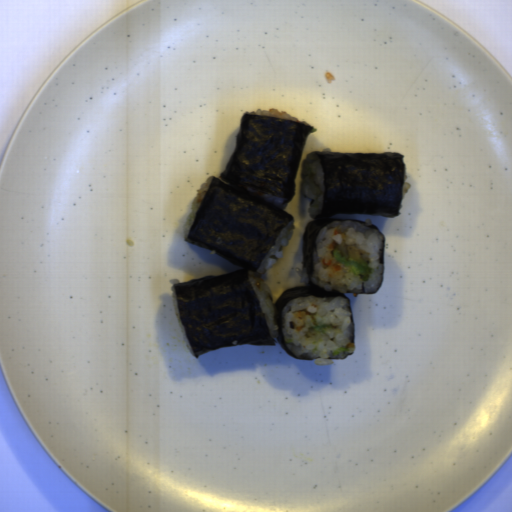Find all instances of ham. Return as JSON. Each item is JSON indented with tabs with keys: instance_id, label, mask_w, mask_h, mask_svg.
I'll list each match as a JSON object with an SVG mask.
<instances>
[{
	"instance_id": "ham-1",
	"label": "ham",
	"mask_w": 512,
	"mask_h": 512,
	"mask_svg": "<svg viewBox=\"0 0 512 512\" xmlns=\"http://www.w3.org/2000/svg\"><path fill=\"white\" fill-rule=\"evenodd\" d=\"M336 250H339L342 257H344L345 261L356 262L362 261L365 263H369V255L366 251L359 249L356 245H350L344 241L340 244H337Z\"/></svg>"
}]
</instances>
